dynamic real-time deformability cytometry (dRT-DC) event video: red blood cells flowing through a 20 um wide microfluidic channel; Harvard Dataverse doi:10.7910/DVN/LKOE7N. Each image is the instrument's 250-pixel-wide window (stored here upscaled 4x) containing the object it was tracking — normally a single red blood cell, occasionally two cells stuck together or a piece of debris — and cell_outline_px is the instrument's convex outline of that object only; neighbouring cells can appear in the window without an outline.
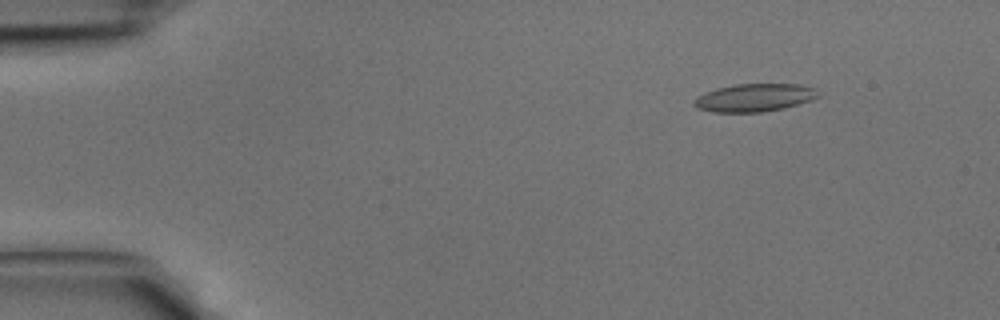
{"species": "common noctule bat (a hibernating species)", "species_latin": "Nyctalus noctula", "temperature_condition": "cold", "stored_images_in_passage": 42, "camera_frame_rate_fps": 3000, "um_per_image_px": 0.085, "animal": {"sex": "male", "body_mass_g": 15.6}, "frame": {"image": 1, "passage_image": 5, "time_ms": 1.333, "image_size_px": [1000, 320], "cell_outline_px": [[820, 96], [812, 100], [784, 108], [760, 112], [712, 112], [696, 108], [692, 104], [692, 100], [696, 96], [716, 88], [736, 84], [800, 84], [816, 88]], "centroid_in_image_um": [64.11, 8.3], "position_along_channel_um": 20.9, "area_um2": 20.4}}
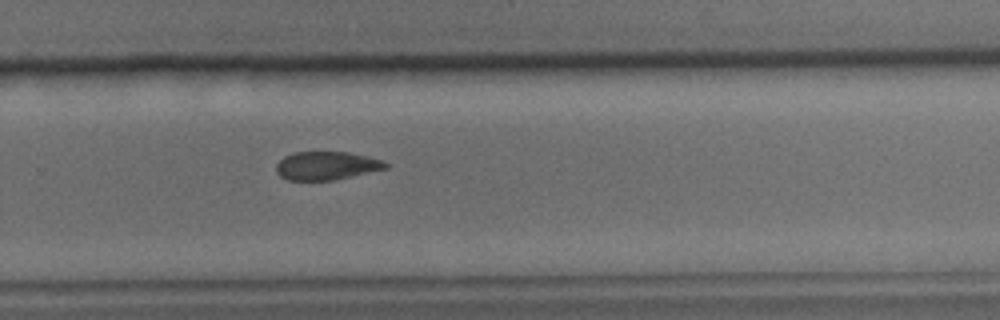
{"frame": {"image": 2, "passage_image": 28, "time_ms": 9.0, "image_size_px": [1000, 320], "cell_outline_px": [[388, 168], [332, 180], [288, 180], [280, 176], [276, 172], [276, 164], [284, 156], [292, 152], [348, 152], [380, 160], [388, 164]], "centroid_in_image_um": [27.69, 14.08], "position_along_channel_um": 302.1, "area_um2": 17.86}}
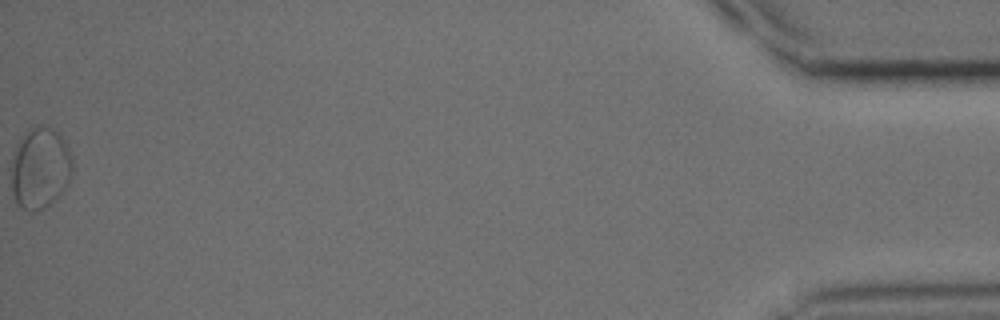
{"frame": {"image": 3, "passage_image": 42, "time_ms": 13.667, "image_size_px": [1000, 320], "cell_outline_px": [[72, 172], [68, 184], [44, 208], [36, 212], [32, 212], [20, 208], [16, 204], [12, 192], [12, 156], [16, 144], [24, 132], [28, 128], [36, 124], [44, 124], [60, 132], [72, 156]], "centroid_in_image_um": [3.39, 14.24], "position_along_channel_um": 431.8, "area_um2": 29.48}}